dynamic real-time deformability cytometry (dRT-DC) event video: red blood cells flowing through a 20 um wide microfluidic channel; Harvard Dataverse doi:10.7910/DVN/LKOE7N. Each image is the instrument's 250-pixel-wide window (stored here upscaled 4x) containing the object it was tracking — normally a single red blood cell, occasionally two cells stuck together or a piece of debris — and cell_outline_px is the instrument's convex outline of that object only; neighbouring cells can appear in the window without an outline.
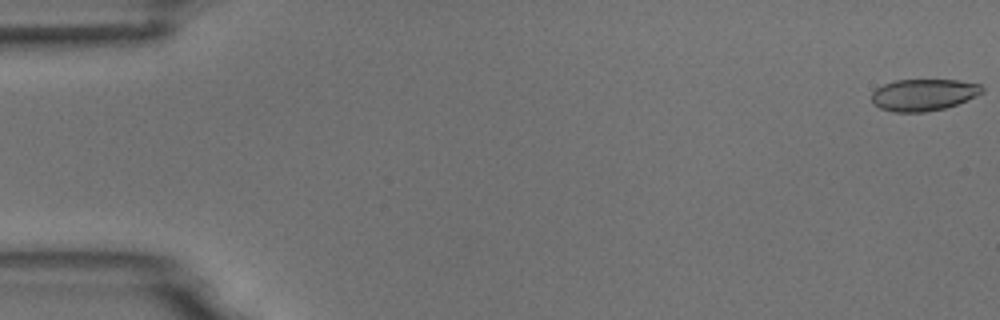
{"species": "common noctule bat (a hibernating species)", "species_latin": "Nyctalus noctula", "temperature_condition": "room temperature", "stored_images_in_passage": 55, "camera_frame_rate_fps": 3000, "um_per_image_px": 0.085, "animal": {"sex": "male", "body_mass_g": 18.8}, "frame": {"image": 1, "passage_image": 1, "time_ms": 0.0, "image_size_px": [1000, 320], "cell_outline_px": [[984, 92], [976, 96], [956, 104], [944, 108], [924, 112], [892, 112], [880, 108], [872, 104], [872, 92], [876, 88], [884, 84], [896, 80], [960, 80], [980, 84], [984, 88]], "centroid_in_image_um": [78.49, 8.05], "position_along_channel_um": 6.5, "area_um2": 20.52}}
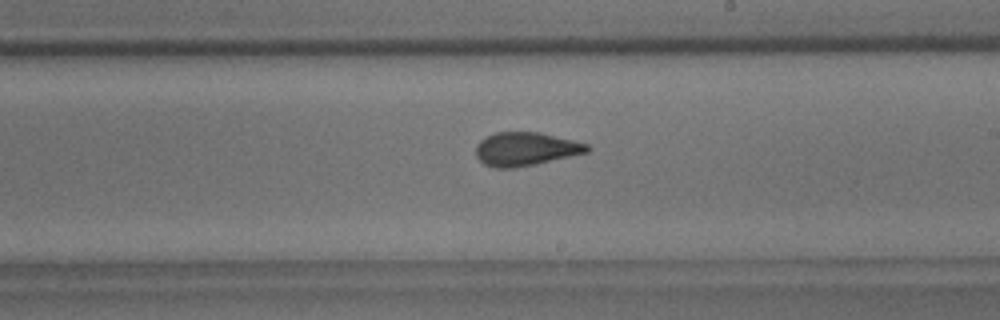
{"frame": {"image": 2, "passage_image": 32, "time_ms": 10.333, "image_size_px": [1000, 320], "cell_outline_px": [[592, 148], [588, 152], [536, 164], [516, 168], [496, 168], [484, 164], [476, 156], [476, 144], [480, 140], [496, 132], [540, 132], [588, 144]], "centroid_in_image_um": [44.68, 12.67], "position_along_channel_um": 244.3, "area_um2": 21.73}}
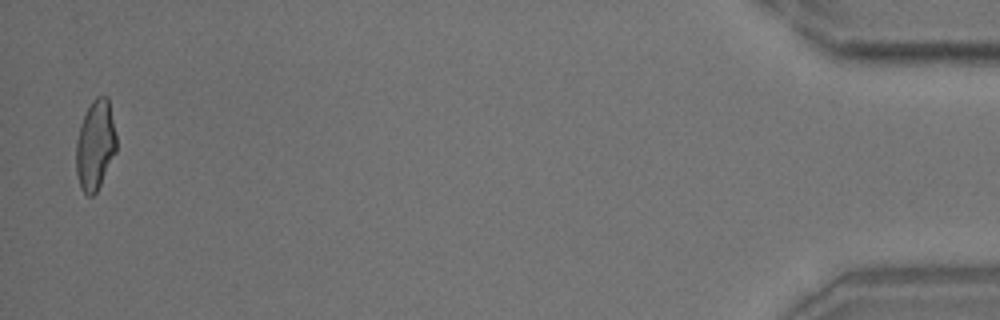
{"frame": {"image": 3, "passage_image": 54, "time_ms": 17.667, "image_size_px": [1000, 320], "cell_outline_px": [[116, 152], [96, 192], [92, 196], [88, 196], [80, 188], [76, 172], [76, 144], [80, 124], [92, 100], [96, 96], [108, 96], [116, 136]], "centroid_in_image_um": [8.09, 12.33], "position_along_channel_um": 427.1, "area_um2": 20.98}, "authors_computed_cell_mechanics": {"area_um2": 21.4438, "velocity_mm_per_s": 3.7125, "shape_relaxation_time_tau1_ms": 6.6026, "shape_relaxation_time_tau2_ms": 1.1126, "deformation_change_tau1": 0.1679, "deformation_change_tau2": 0.0741}}